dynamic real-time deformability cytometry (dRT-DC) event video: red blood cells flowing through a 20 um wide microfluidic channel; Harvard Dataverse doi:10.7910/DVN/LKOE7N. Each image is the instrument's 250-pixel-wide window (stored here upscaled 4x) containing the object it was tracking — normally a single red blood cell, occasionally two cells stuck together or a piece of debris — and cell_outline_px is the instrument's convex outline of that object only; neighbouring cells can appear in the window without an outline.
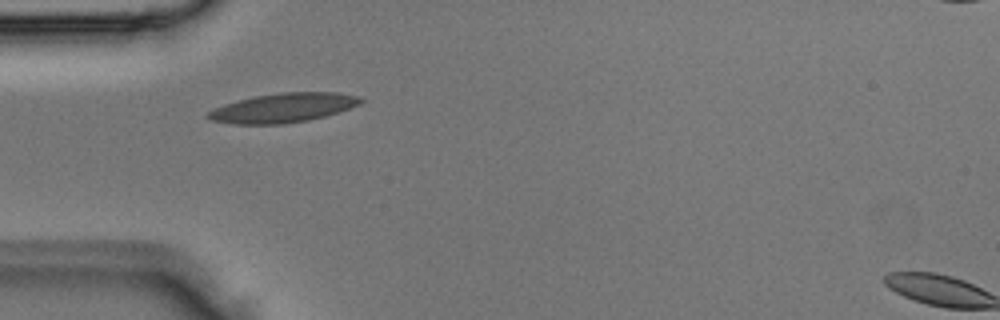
{"species": "Egyptian fruit bat (a non-hibernating species)", "species_latin": "Rousettus aegyptiacus", "temperature_condition": "room temperature", "stored_images_in_passage": 3, "camera_frame_rate_fps": 3000, "um_per_image_px": 0.085, "animal": {"sex": "male"}, "frame": {"image": 1, "passage_image": 3, "time_ms": 0.667, "image_size_px": [1000, 320], "cell_outline_px": [[364, 100], [360, 104], [324, 116], [308, 120], [284, 124], [236, 124], [212, 120], [204, 116], [208, 112], [216, 108], [240, 100], [256, 96], [280, 92], [340, 92], [360, 96]], "centroid_in_image_um": [24.12, 9.16], "position_along_channel_um": 60.9, "area_um2": 25.72}}